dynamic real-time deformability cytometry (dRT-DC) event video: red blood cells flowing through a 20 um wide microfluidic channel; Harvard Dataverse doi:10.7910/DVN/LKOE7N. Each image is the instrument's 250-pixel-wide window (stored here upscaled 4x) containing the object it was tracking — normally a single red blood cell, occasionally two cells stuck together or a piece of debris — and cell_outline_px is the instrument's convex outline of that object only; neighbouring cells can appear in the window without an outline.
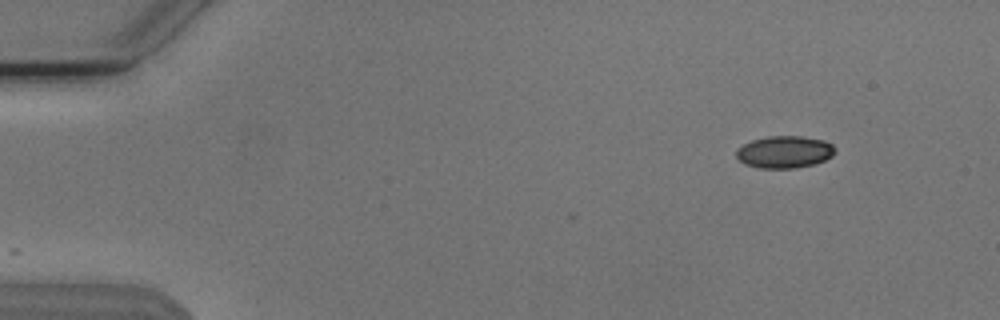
{"species": "Egyptian fruit bat (a non-hibernating species)", "species_latin": "Rousettus aegyptiacus", "temperature_condition": "cold", "stored_images_in_passage": 49, "camera_frame_rate_fps": 3000, "um_per_image_px": 0.085, "animal": {"sex": "male"}, "frame": {"image": 1, "passage_image": 1, "time_ms": 0.0, "image_size_px": [1000, 320], "cell_outline_px": [[836, 152], [832, 156], [824, 160], [812, 164], [796, 168], [760, 168], [744, 164], [736, 156], [736, 148], [752, 140], [768, 136], [800, 136], [824, 140], [832, 144], [836, 148]], "centroid_in_image_um": [66.68, 12.91], "position_along_channel_um": 18.3, "area_um2": 18.55}}
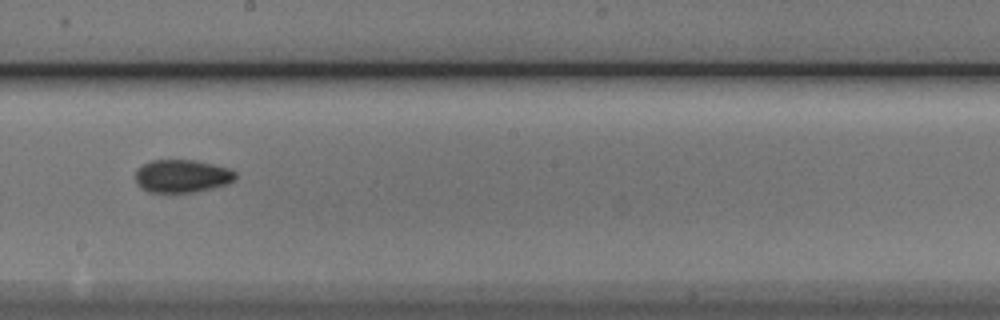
{"frame": {"image": 2, "passage_image": 26, "time_ms": 8.333, "image_size_px": [1000, 320], "cell_outline_px": [[236, 180], [228, 184], [196, 192], [148, 192], [140, 188], [136, 184], [136, 172], [144, 164], [152, 160], [196, 160], [228, 168], [236, 172]], "centroid_in_image_um": [15.49, 14.97], "position_along_channel_um": 232.7, "area_um2": 19.25}}
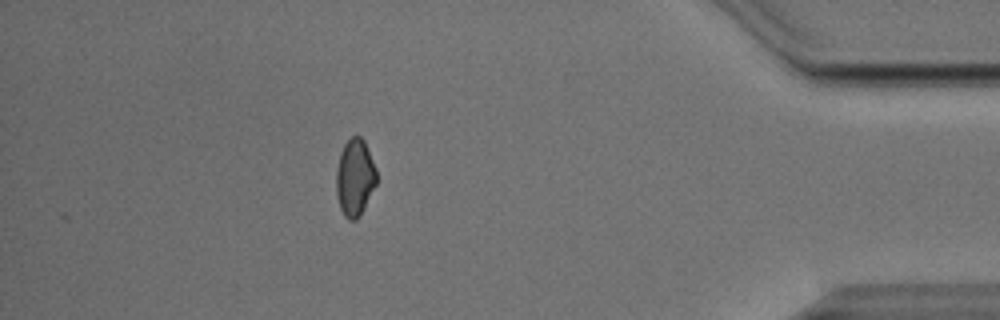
{"frame": {"image": 3, "passage_image": 43, "time_ms": 14.0, "image_size_px": [1000, 320], "cell_outline_px": [[376, 184], [356, 220], [348, 220], [344, 216], [340, 208], [336, 196], [336, 172], [340, 152], [344, 144], [352, 136], [360, 136], [364, 140], [376, 168]], "centroid_in_image_um": [30.14, 15.07], "position_along_channel_um": 405.1, "area_um2": 17.92}, "authors_computed_cell_mechanics": {"area_um2": 18.6116, "velocity_mm_per_s": 3.8173, "shape_relaxation_time_tau1_ms": null, "shape_relaxation_time_tau2_ms": 2.23, "deformation_change_tau1": null, "deformation_change_tau2": 0.0635}}